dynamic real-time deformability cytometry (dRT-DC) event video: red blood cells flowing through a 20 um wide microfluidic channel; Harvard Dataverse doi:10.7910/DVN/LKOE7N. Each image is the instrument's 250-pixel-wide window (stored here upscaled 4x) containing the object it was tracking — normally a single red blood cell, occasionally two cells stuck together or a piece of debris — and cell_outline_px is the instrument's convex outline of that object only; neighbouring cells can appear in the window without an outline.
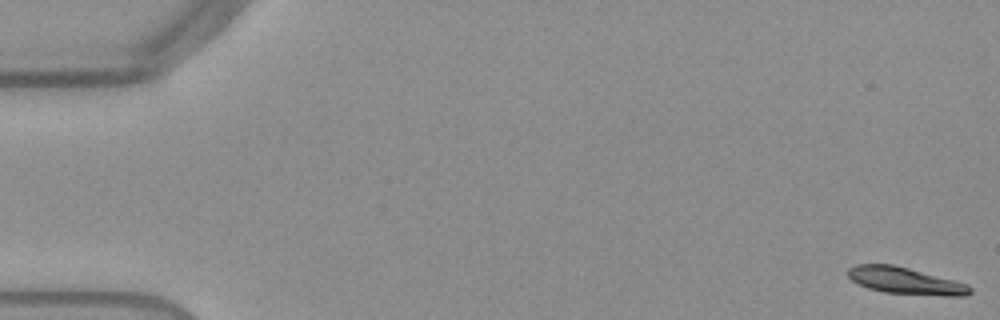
{"species": "Egyptian fruit bat (a non-hibernating species)", "species_latin": "Rousettus aegyptiacus", "temperature_condition": "warm", "stored_images_in_passage": 53, "camera_frame_rate_fps": 3000, "um_per_image_px": 0.085, "frame": {"image": 1, "passage_image": 1, "time_ms": 0.0, "image_size_px": [1000, 320], "cell_outline_px": [[972, 292], [968, 296], [944, 296], [884, 292], [868, 288], [852, 280], [848, 276], [848, 268], [856, 264], [892, 264], [908, 268], [968, 284], [972, 288]], "centroid_in_image_um": [76.98, 23.87], "position_along_channel_um": 8.0, "area_um2": 18.96}}
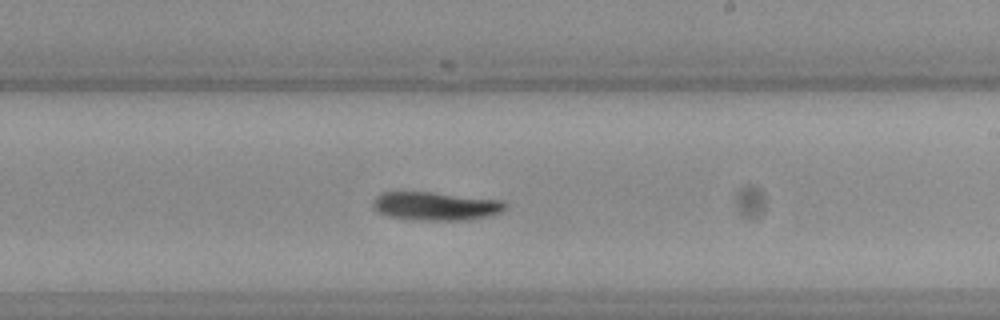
{"frame": {"image": 2, "passage_image": 32, "time_ms": 10.333, "image_size_px": [1000, 320], "cell_outline_px": [[504, 208], [500, 212], [488, 216], [464, 220], [420, 220], [388, 216], [376, 212], [372, 208], [372, 200], [380, 192], [432, 192], [504, 200]], "centroid_in_image_um": [36.96, 17.51], "position_along_channel_um": 252.0, "area_um2": 21.96}}
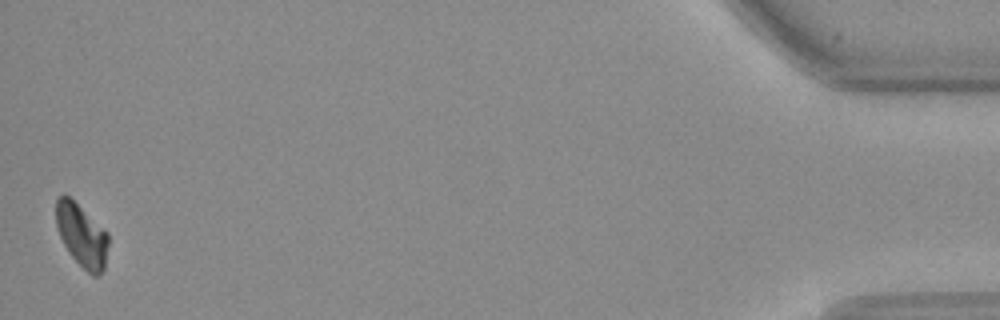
{"frame": {"image": 3, "passage_image": 53, "time_ms": 17.333, "image_size_px": [1000, 320], "cell_outline_px": [[108, 244], [104, 268], [100, 276], [92, 276], [72, 256], [64, 244], [60, 236], [56, 224], [56, 200], [60, 196], [68, 196], [108, 232]], "centroid_in_image_um": [6.96, 20.03], "position_along_channel_um": 428.2, "area_um2": 18.79}, "authors_computed_cell_mechanics": {"area_um2": 20.808, "velocity_mm_per_s": 3.8281, "shape_relaxation_time_tau1_ms": 5.0259, "shape_relaxation_time_tau2_ms": null, "deformation_change_tau1": 0.1518, "deformation_change_tau2": null}}